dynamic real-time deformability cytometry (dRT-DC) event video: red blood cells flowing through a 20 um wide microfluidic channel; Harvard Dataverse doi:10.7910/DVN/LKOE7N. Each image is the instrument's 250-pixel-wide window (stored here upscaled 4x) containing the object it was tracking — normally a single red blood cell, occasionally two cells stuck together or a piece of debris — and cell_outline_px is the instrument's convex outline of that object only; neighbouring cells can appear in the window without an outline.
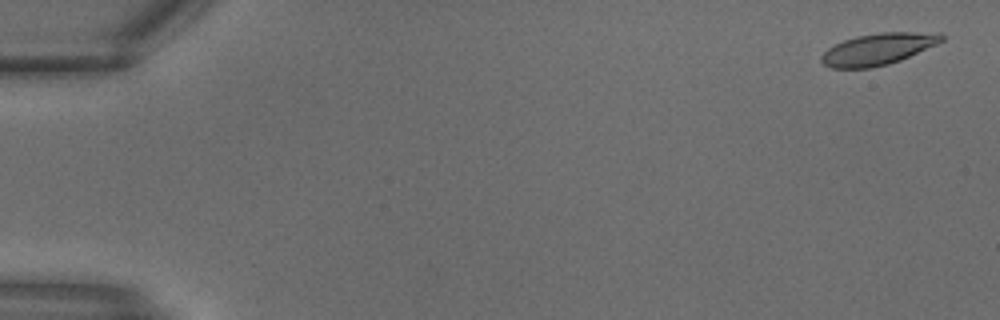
{"species": "common noctule bat (a hibernating species)", "species_latin": "Nyctalus noctula", "temperature_condition": "warm", "stored_images_in_passage": 8, "camera_frame_rate_fps": 3000, "um_per_image_px": 0.085, "animal": {"sex": "male", "body_mass_g": 18.8}, "frame": {"image": 1, "passage_image": 2, "time_ms": 0.333, "image_size_px": [1000, 320], "cell_outline_px": [[944, 40], [936, 44], [900, 60], [888, 64], [872, 68], [832, 68], [824, 64], [820, 60], [820, 56], [828, 48], [844, 40], [856, 36], [880, 32], [940, 32], [944, 36]], "centroid_in_image_um": [74.63, 4.16], "position_along_channel_um": 10.4, "area_um2": 22.08}}